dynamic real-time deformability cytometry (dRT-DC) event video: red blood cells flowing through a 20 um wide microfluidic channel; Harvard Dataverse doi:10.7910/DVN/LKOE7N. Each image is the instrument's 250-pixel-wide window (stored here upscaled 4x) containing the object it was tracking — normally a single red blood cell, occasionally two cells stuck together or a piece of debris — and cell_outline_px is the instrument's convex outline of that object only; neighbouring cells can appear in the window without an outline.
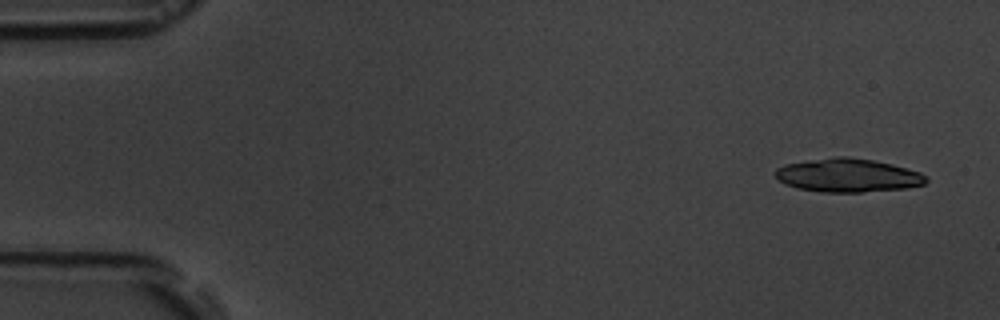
{"species": "common noctule bat (a hibernating species)", "species_latin": "Nyctalus noctula", "temperature_condition": "room temperature", "stored_images_in_passage": 5, "camera_frame_rate_fps": 3000, "um_per_image_px": 0.085, "animal": {"sex": "male", "body_mass_g": 19.5, "forearm_length_mm": 54.6}, "frame": {"image": 1, "passage_image": 1, "time_ms": 0.0, "image_size_px": [1000, 320], "cell_outline_px": [[928, 180], [924, 184], [908, 188], [860, 192], [824, 192], [796, 188], [784, 184], [776, 180], [772, 172], [776, 168], [784, 164], [832, 156], [848, 156], [872, 160], [892, 164], [920, 172], [928, 176]], "centroid_in_image_um": [72.02, 14.9], "position_along_channel_um": 13.0, "area_um2": 29.88}}